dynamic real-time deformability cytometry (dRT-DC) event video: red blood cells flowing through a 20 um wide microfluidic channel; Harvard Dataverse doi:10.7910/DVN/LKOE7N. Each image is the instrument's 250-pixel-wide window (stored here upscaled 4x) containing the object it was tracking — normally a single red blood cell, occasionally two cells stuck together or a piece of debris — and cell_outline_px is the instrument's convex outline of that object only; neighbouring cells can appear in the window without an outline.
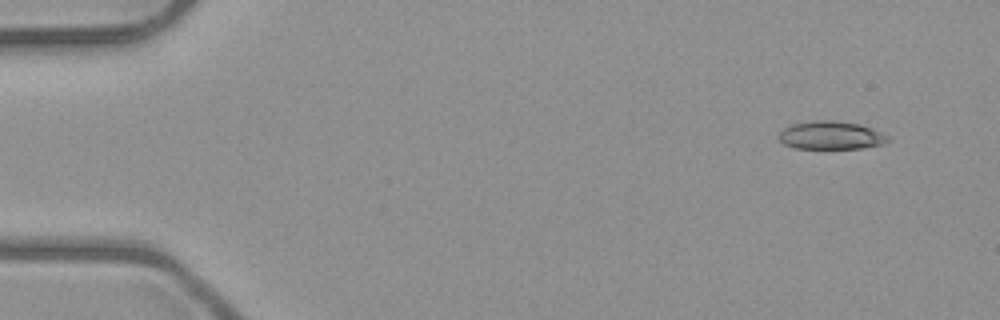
{"species": "common noctule bat (a hibernating species)", "species_latin": "Nyctalus noctula", "temperature_condition": "room temperature", "stored_images_in_passage": 4, "camera_frame_rate_fps": 3000, "um_per_image_px": 0.085, "animal": {"sex": "male", "body_mass_g": 23.1, "forearm_length_mm": 52.7}, "frame": {"image": 1, "passage_image": 1, "time_ms": 0.0, "image_size_px": [1000, 320], "cell_outline_px": [[892, 140], [884, 144], [860, 148], [796, 148], [784, 144], [780, 140], [780, 132], [784, 128], [792, 124], [812, 120], [832, 120], [860, 124], [872, 128], [892, 136]], "centroid_in_image_um": [70.71, 11.49], "position_along_channel_um": 14.3, "area_um2": 18.03}}
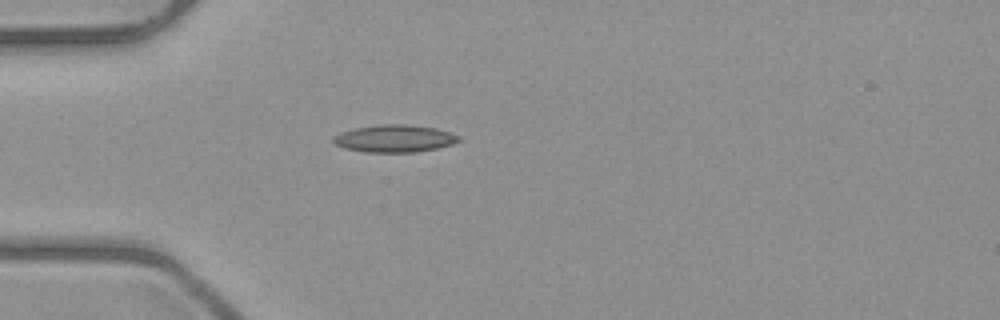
{"frame": {"image": 2, "passage_image": 4, "time_ms": 3.667, "image_size_px": [1000, 320], "cell_outline_px": [[460, 140], [452, 144], [436, 148], [416, 152], [364, 152], [344, 148], [336, 144], [332, 140], [332, 136], [340, 132], [356, 128], [384, 124], [408, 124], [436, 128], [460, 136]], "centroid_in_image_um": [33.52, 11.77], "position_along_channel_um": 51.5, "area_um2": 19.94}}